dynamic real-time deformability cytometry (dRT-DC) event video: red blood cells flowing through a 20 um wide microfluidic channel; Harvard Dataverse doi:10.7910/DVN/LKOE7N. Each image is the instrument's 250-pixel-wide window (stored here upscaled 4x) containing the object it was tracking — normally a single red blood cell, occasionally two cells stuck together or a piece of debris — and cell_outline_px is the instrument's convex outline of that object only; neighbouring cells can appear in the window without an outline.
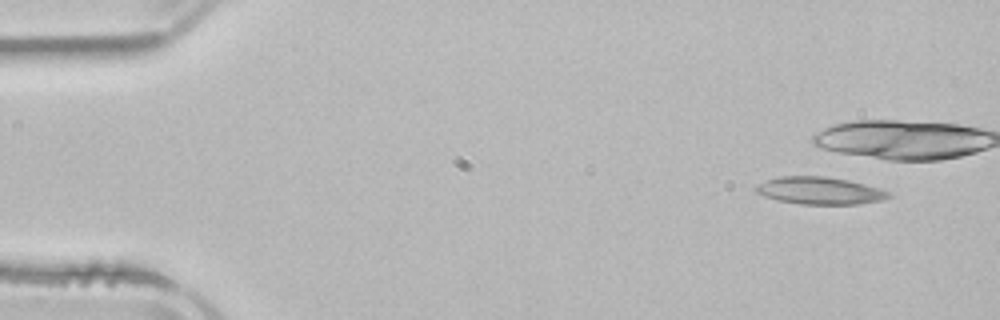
{"species": "common noctule bat (a hibernating species)", "species_latin": "Nyctalus noctula", "temperature_condition": "room temperature", "stored_images_in_passage": 5, "camera_frame_rate_fps": 3000, "um_per_image_px": 0.085, "animal": {"sex": "male", "body_mass_g": 21.5, "forearm_length_mm": 52.0}, "frame": {"image": 1, "passage_image": 1, "time_ms": 0.0, "image_size_px": [1000, 320], "cell_outline_px": [[892, 196], [880, 200], [856, 204], [800, 204], [776, 200], [764, 196], [756, 192], [752, 188], [756, 184], [780, 176], [824, 176], [848, 180], [864, 184], [888, 192]], "centroid_in_image_um": [69.59, 16.2], "position_along_channel_um": 15.4, "area_um2": 20.98}}